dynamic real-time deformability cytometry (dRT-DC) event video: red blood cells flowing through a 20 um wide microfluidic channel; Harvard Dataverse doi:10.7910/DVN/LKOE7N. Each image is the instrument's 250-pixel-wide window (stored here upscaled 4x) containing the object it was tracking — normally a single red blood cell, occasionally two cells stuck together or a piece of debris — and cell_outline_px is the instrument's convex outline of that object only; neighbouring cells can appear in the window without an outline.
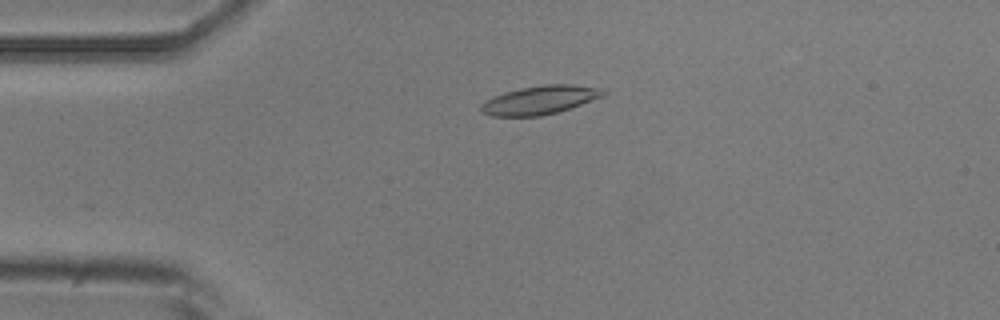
{"species": "common noctule bat (a hibernating species)", "species_latin": "Nyctalus noctula", "temperature_condition": "room temperature", "stored_images_in_passage": 5, "camera_frame_rate_fps": 3000, "um_per_image_px": 0.085, "animal": {"sex": "male", "body_mass_g": 20.5, "forearm_length_mm": 52.5}, "frame": {"image": 1, "passage_image": 4, "time_ms": 3.667, "image_size_px": [1000, 320], "cell_outline_px": [[608, 92], [604, 96], [556, 112], [540, 116], [492, 116], [480, 112], [480, 104], [504, 92], [520, 88], [544, 84], [572, 84], [600, 88]], "centroid_in_image_um": [45.89, 8.49], "position_along_channel_um": 39.1, "area_um2": 20.17}}